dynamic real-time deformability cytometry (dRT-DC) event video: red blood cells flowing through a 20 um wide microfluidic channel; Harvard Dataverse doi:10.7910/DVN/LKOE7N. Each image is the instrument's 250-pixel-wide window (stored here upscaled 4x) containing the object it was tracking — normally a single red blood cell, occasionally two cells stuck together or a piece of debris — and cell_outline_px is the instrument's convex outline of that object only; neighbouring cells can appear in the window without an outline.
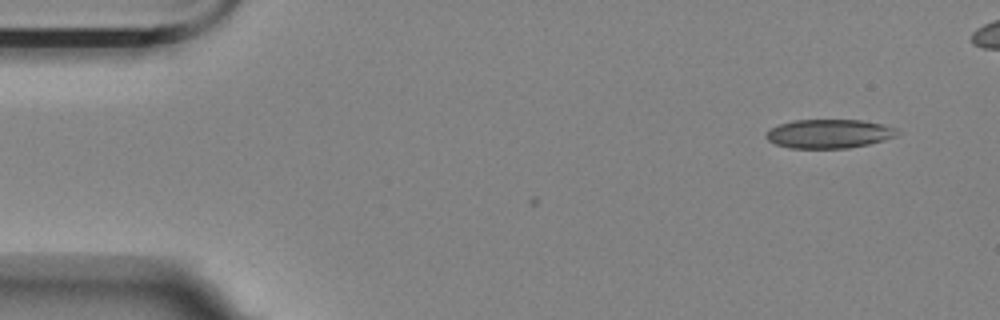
{"species": "Egyptian fruit bat (a non-hibernating species)", "species_latin": "Rousettus aegyptiacus", "temperature_condition": "room temperature", "stored_images_in_passage": 3, "camera_frame_rate_fps": 3000, "um_per_image_px": 0.085, "animal": {"sex": "female"}, "frame": {"image": 1, "passage_image": 3, "time_ms": 0.667, "image_size_px": [1000, 320], "cell_outline_px": [[900, 132], [896, 136], [868, 144], [848, 148], [788, 148], [776, 144], [768, 140], [764, 136], [772, 128], [780, 124], [792, 120], [860, 120], [880, 124], [896, 128]], "centroid_in_image_um": [70.45, 11.37], "position_along_channel_um": 14.5, "area_um2": 21.91}}